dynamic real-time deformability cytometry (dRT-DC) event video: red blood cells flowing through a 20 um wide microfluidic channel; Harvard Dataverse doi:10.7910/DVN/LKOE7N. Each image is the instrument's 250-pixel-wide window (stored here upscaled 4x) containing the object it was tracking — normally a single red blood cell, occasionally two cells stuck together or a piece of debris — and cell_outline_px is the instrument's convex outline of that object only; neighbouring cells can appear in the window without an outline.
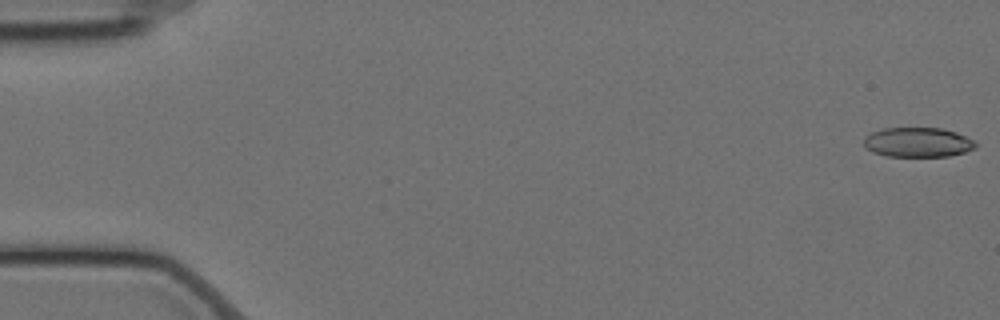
{"species": "Egyptian fruit bat (a non-hibernating species)", "species_latin": "Rousettus aegyptiacus", "temperature_condition": "cold", "stored_images_in_passage": 13, "camera_frame_rate_fps": 3000, "um_per_image_px": 0.085, "animal": {"sex": "female"}, "frame": {"image": 1, "passage_image": 1, "time_ms": 0.0, "image_size_px": [1000, 320], "cell_outline_px": [[976, 148], [964, 152], [948, 156], [884, 156], [872, 152], [864, 148], [864, 136], [872, 132], [884, 128], [940, 128], [956, 132], [976, 140]], "centroid_in_image_um": [78.0, 12.09], "position_along_channel_um": 7.0, "area_um2": 19.48}}